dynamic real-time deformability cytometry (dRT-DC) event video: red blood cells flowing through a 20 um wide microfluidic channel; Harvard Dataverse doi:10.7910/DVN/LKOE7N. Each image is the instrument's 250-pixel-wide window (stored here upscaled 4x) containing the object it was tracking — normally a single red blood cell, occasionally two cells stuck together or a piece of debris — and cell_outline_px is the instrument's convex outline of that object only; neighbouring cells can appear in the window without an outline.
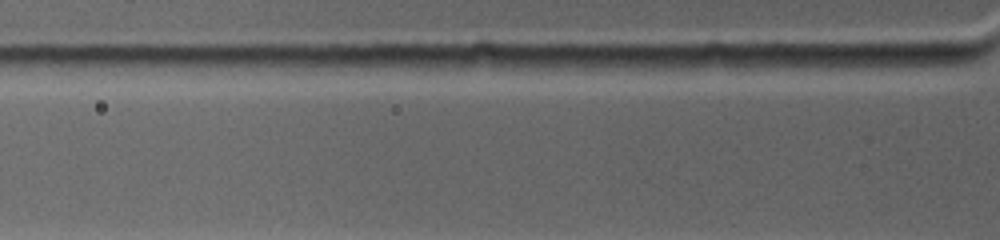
{"species": "common noctule bat (a hibernating species)", "species_latin": "Nyctalus noctula", "temperature_condition": "warm", "stored_images_in_passage": 5, "segment_of_instrument_passage": [2, 2], "camera_frame_rate_fps": 4500, "um_per_image_px": 0.085, "animal": {"sex": "female", "body_mass_g": 19.0, "forearm_length_mm": 53.3}, "frame": {"image": 1, "passage_image": 5, "time_ms": 1.333, "image_size_px": [1000, 240], "cell_outline_px": [[920, 64], [840, 72], [764, 64], [780, 56], [912, 56]], "centroid_in_image_um": [71.66, 5.31], "position_along_channel_um": 54.1, "area_um2": 12.83}}